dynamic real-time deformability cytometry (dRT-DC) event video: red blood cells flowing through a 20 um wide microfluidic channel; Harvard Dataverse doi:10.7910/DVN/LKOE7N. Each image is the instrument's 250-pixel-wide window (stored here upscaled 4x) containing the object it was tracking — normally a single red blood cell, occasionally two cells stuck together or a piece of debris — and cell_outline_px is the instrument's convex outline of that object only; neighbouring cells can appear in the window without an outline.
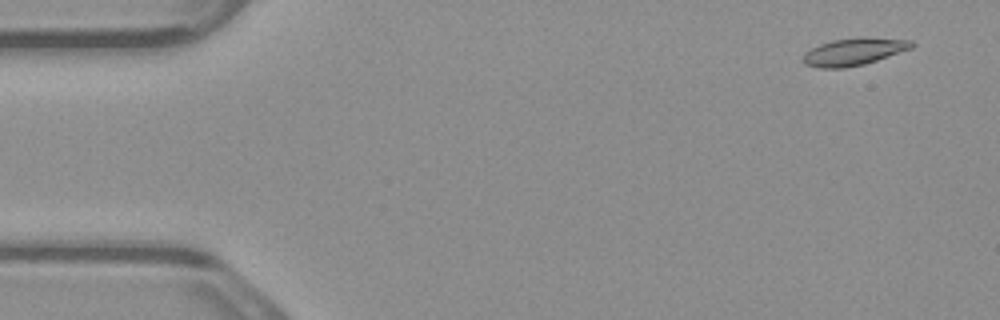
{"species": "common noctule bat (a hibernating species)", "species_latin": "Nyctalus noctula", "temperature_condition": "warm", "stored_images_in_passage": 4, "camera_frame_rate_fps": 3000, "um_per_image_px": 0.085, "animal": {"sex": "male", "body_mass_g": 23.1, "forearm_length_mm": 52.7}, "frame": {"image": 1, "passage_image": 1, "time_ms": 0.0, "image_size_px": [1000, 320], "cell_outline_px": [[916, 44], [912, 48], [864, 64], [844, 68], [820, 68], [804, 64], [800, 60], [804, 52], [820, 44], [832, 40], [912, 40]], "centroid_in_image_um": [72.47, 4.46], "position_along_channel_um": 12.5, "area_um2": 16.36}}
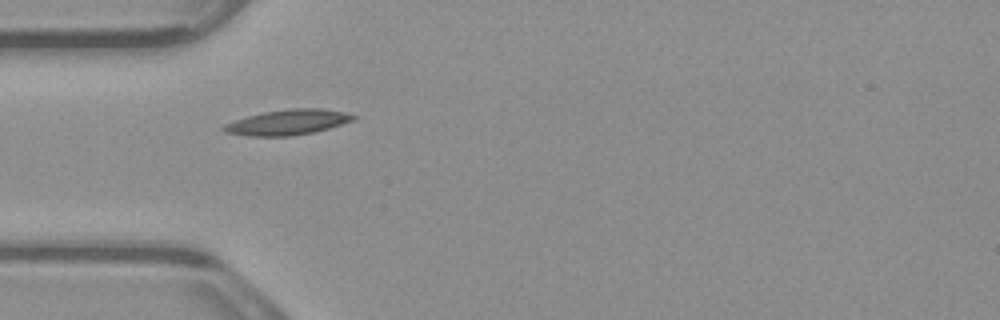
{"frame": {"image": 2, "passage_image": 4, "time_ms": 1.0, "image_size_px": [1000, 320], "cell_outline_px": [[360, 116], [356, 120], [328, 128], [312, 132], [292, 136], [248, 136], [224, 132], [220, 128], [224, 124], [248, 116], [264, 112], [292, 108], [324, 108], [344, 112]], "centroid_in_image_um": [24.49, 10.39], "position_along_channel_um": 60.5, "area_um2": 19.19}}